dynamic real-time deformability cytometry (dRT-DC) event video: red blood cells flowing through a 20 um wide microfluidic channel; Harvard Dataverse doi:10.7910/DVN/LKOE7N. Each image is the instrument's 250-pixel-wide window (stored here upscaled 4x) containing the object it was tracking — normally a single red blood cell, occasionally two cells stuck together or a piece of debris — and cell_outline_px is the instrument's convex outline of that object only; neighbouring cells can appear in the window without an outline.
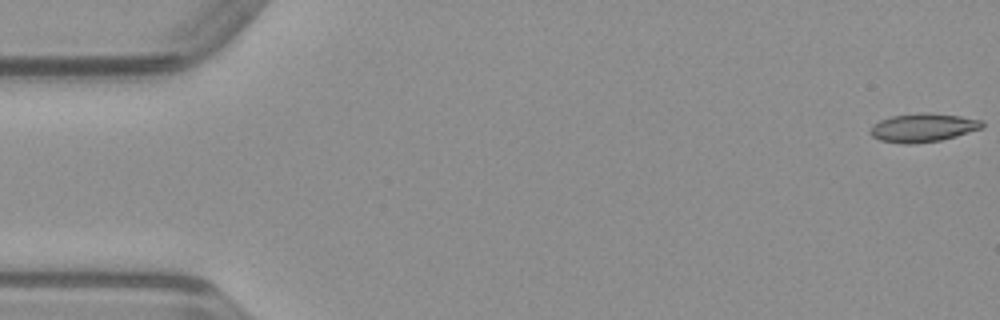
{"species": "common noctule bat (a hibernating species)", "species_latin": "Nyctalus noctula", "temperature_condition": "warm", "stored_images_in_passage": 50, "camera_frame_rate_fps": 3000, "um_per_image_px": 0.085, "animal": {"sex": "male", "body_mass_g": 23.1, "forearm_length_mm": 52.7}, "frame": {"image": 1, "passage_image": 1, "time_ms": 0.0, "image_size_px": [1000, 320], "cell_outline_px": [[984, 128], [956, 136], [940, 140], [912, 144], [908, 144], [880, 140], [872, 136], [868, 132], [872, 124], [880, 120], [892, 116], [924, 112], [928, 112], [960, 116], [984, 120]], "centroid_in_image_um": [78.47, 10.84], "position_along_channel_um": 6.5, "area_um2": 18.73}}
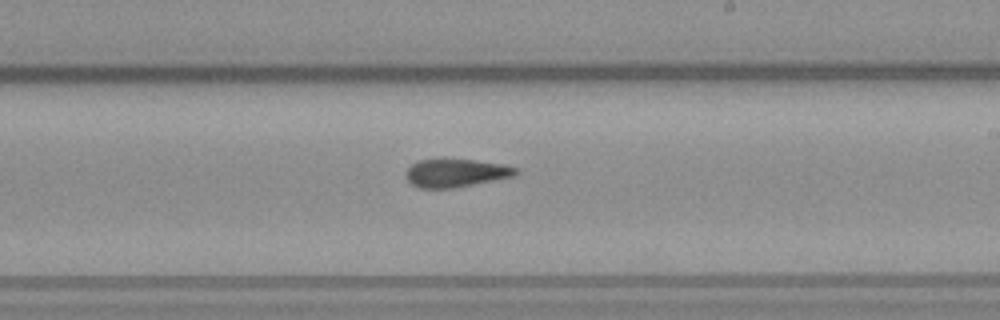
{"frame": {"image": 2, "passage_image": 29, "time_ms": 9.333, "image_size_px": [1000, 320], "cell_outline_px": [[520, 172], [516, 176], [452, 188], [420, 188], [412, 184], [408, 180], [404, 172], [412, 164], [420, 160], [440, 156], [444, 156], [476, 160], [504, 164], [520, 168]], "centroid_in_image_um": [38.77, 14.65], "position_along_channel_um": 250.2, "area_um2": 18.84}}
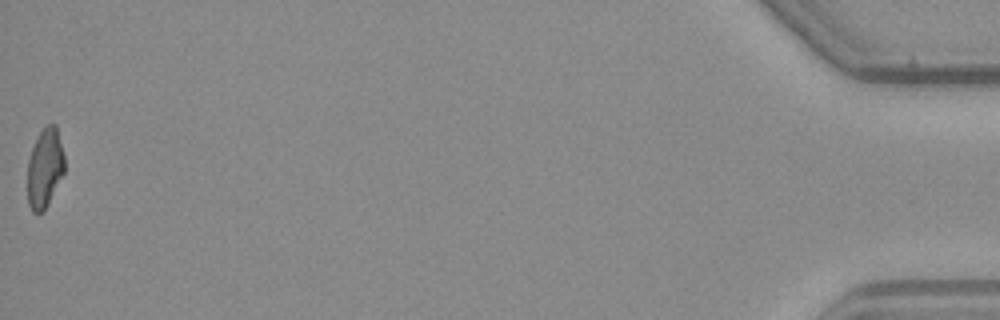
{"frame": {"image": 3, "passage_image": 50, "time_ms": 16.333, "image_size_px": [1000, 320], "cell_outline_px": [[64, 172], [44, 208], [40, 212], [32, 212], [28, 204], [28, 160], [32, 148], [40, 132], [48, 124], [56, 124], [64, 156]], "centroid_in_image_um": [3.8, 14.25], "position_along_channel_um": 431.4, "area_um2": 16.59}}